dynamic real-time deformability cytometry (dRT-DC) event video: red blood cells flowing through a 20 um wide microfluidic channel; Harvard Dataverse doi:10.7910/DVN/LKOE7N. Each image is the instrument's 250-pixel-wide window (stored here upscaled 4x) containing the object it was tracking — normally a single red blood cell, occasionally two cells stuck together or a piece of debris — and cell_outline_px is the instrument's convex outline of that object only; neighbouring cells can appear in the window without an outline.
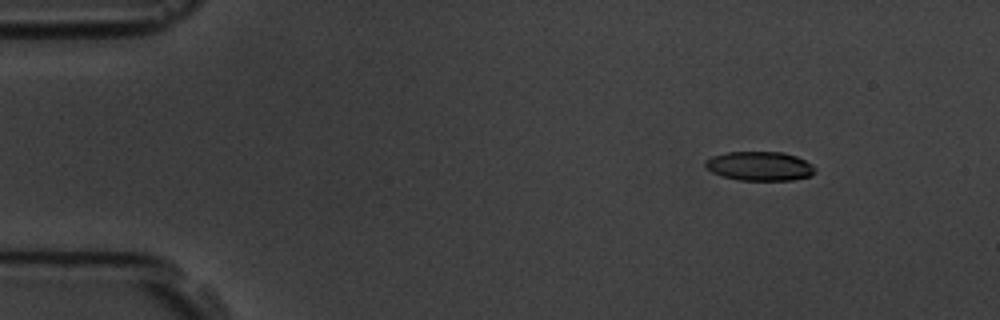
{"species": "common noctule bat (a hibernating species)", "species_latin": "Nyctalus noctula", "temperature_condition": "room temperature", "stored_images_in_passage": 9, "camera_frame_rate_fps": 3000, "um_per_image_px": 0.085, "animal": {"sex": "male", "body_mass_g": 19.5, "forearm_length_mm": 54.6}, "frame": {"image": 1, "passage_image": 2, "time_ms": 1.0, "image_size_px": [1000, 320], "cell_outline_px": [[816, 172], [812, 176], [792, 180], [740, 180], [724, 176], [712, 172], [704, 164], [704, 160], [712, 156], [728, 152], [784, 152], [796, 156], [812, 164], [816, 168]], "centroid_in_image_um": [64.61, 14.12], "position_along_channel_um": 20.4, "area_um2": 18.67}}
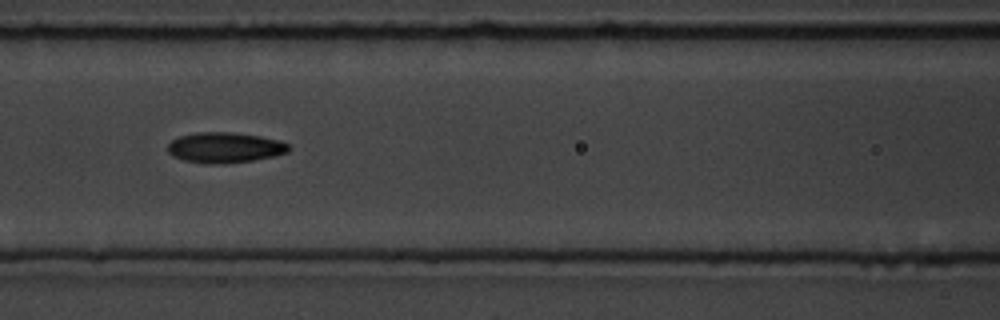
{"frame": {"image": 2, "passage_image": 7, "time_ms": 6.667, "image_size_px": [1000, 320], "cell_outline_px": [[288, 152], [276, 156], [252, 160], [224, 164], [208, 164], [184, 160], [172, 156], [168, 152], [168, 144], [172, 140], [180, 136], [196, 132], [232, 132], [260, 136], [280, 140], [288, 144]], "centroid_in_image_um": [19.1, 12.54], "position_along_channel_um": 147.5, "area_um2": 21.56}}
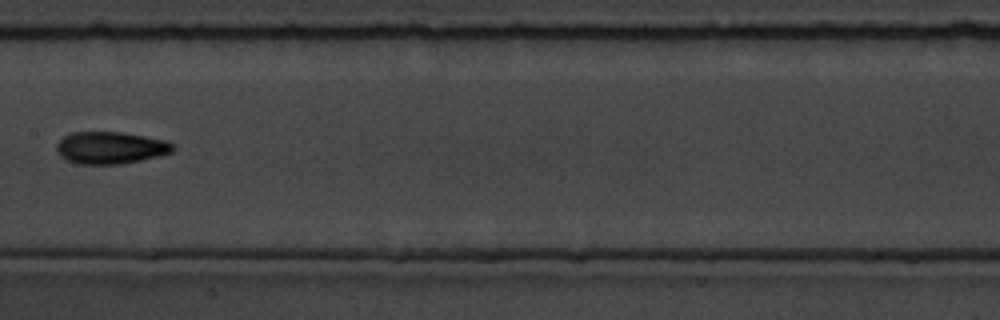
{"frame": {"image": 3, "passage_image": 8, "time_ms": 8.0, "image_size_px": [1000, 320], "cell_outline_px": [[172, 152], [160, 156], [120, 164], [80, 164], [68, 160], [60, 156], [56, 152], [56, 144], [64, 136], [72, 132], [124, 132], [164, 140], [172, 144]], "centroid_in_image_um": [9.36, 12.56], "position_along_channel_um": 198.0, "area_um2": 21.68}}